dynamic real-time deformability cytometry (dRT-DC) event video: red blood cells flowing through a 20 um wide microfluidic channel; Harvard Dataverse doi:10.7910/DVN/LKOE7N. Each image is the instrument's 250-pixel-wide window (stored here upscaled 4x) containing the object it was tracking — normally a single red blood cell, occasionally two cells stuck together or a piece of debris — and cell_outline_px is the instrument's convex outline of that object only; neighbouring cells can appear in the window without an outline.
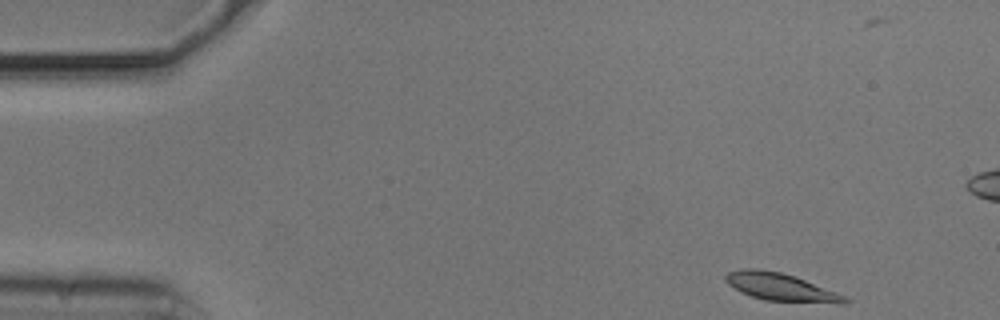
{"species": "common noctule bat (a hibernating species)", "species_latin": "Nyctalus noctula", "temperature_condition": "cold", "stored_images_in_passage": 51, "camera_frame_rate_fps": 3000, "um_per_image_px": 0.085, "animal": {"sex": "male", "body_mass_g": 20.5, "forearm_length_mm": 52.5}, "frame": {"image": 1, "passage_image": 1, "time_ms": 0.0, "image_size_px": [1000, 320], "cell_outline_px": [[848, 300], [844, 304], [840, 304], [764, 300], [752, 296], [728, 284], [724, 280], [724, 276], [728, 272], [744, 268], [760, 268], [780, 272], [804, 280], [836, 292], [844, 296]], "centroid_in_image_um": [66.34, 24.4], "position_along_channel_um": 18.7, "area_um2": 18.9}}
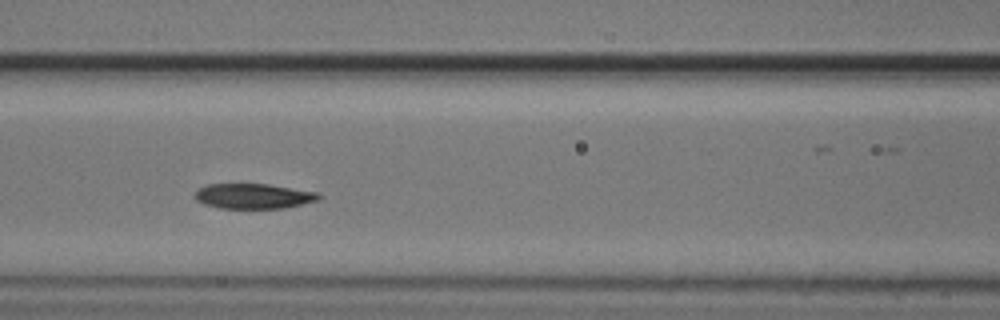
{"frame": {"image": 2, "passage_image": 19, "time_ms": 6.0, "image_size_px": [1000, 320], "cell_outline_px": [[324, 196], [320, 200], [284, 208], [220, 208], [204, 204], [196, 200], [196, 188], [208, 184], [268, 184], [320, 192]], "centroid_in_image_um": [21.6, 16.66], "position_along_channel_um": 145.0, "area_um2": 18.32}}
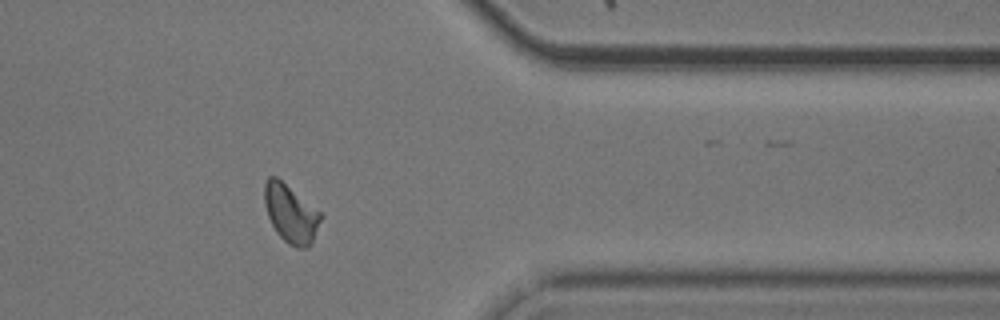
{"frame": {"image": 3, "passage_image": 40, "time_ms": 13.0, "image_size_px": [1000, 320], "cell_outline_px": [[324, 216], [308, 248], [296, 248], [288, 244], [276, 232], [268, 216], [264, 204], [264, 184], [268, 176], [276, 176], [320, 212]], "centroid_in_image_um": [24.7, 18.16], "position_along_channel_um": 386.7, "area_um2": 18.96}, "authors_computed_cell_mechanics": {"area_um2": 18.785, "velocity_mm_per_s": 3.6695, "shape_relaxation_time_tau1_ms": 4.0082, "shape_relaxation_time_tau2_ms": 6.2273, "deformation_change_tau1": 0.1103, "deformation_change_tau2": 0.0991}}